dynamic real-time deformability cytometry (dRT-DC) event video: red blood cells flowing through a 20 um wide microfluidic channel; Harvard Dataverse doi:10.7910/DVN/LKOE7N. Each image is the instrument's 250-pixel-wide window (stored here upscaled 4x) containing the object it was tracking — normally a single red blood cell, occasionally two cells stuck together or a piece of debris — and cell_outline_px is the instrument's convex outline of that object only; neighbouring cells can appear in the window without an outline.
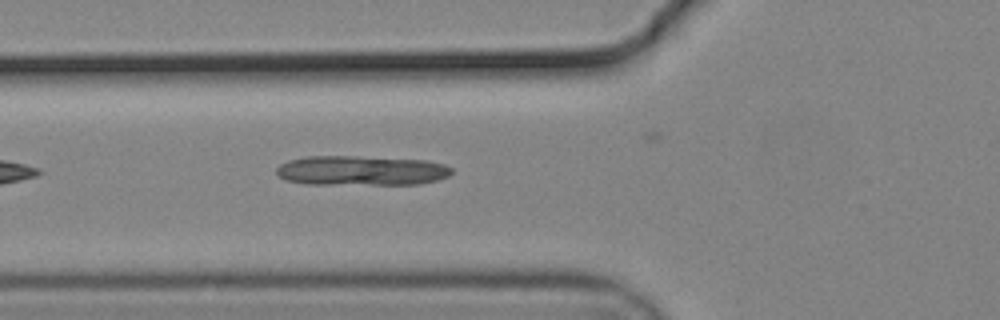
{"species": "common noctule bat (a hibernating species)", "species_latin": "Nyctalus noctula", "temperature_condition": "cold", "stored_images_in_passage": 9, "camera_frame_rate_fps": 3000, "um_per_image_px": 0.085, "animal": {"sex": "male", "body_mass_g": 19.2, "forearm_length_mm": 51.8}, "frame": {"image": 1, "passage_image": 2, "time_ms": 0.333, "image_size_px": [1000, 320], "cell_outline_px": [[452, 172], [448, 176], [436, 180], [420, 184], [304, 184], [284, 180], [276, 176], [276, 168], [280, 164], [288, 160], [304, 156], [356, 156], [428, 160], [444, 164], [452, 168]], "centroid_in_image_um": [30.66, 14.5], "position_along_channel_um": 95.1, "area_um2": 30.75}}
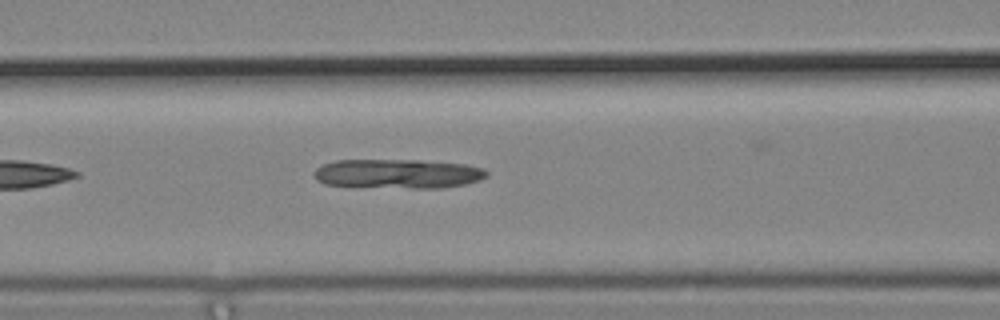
{"frame": {"image": 2, "passage_image": 5, "time_ms": 1.333, "image_size_px": [1000, 320], "cell_outline_px": [[488, 176], [480, 180], [464, 184], [444, 188], [412, 188], [324, 184], [316, 180], [312, 176], [312, 172], [316, 168], [324, 164], [336, 160], [416, 160], [464, 164], [484, 168], [488, 172]], "centroid_in_image_um": [33.82, 14.76], "position_along_channel_um": 132.8, "area_um2": 29.48}}